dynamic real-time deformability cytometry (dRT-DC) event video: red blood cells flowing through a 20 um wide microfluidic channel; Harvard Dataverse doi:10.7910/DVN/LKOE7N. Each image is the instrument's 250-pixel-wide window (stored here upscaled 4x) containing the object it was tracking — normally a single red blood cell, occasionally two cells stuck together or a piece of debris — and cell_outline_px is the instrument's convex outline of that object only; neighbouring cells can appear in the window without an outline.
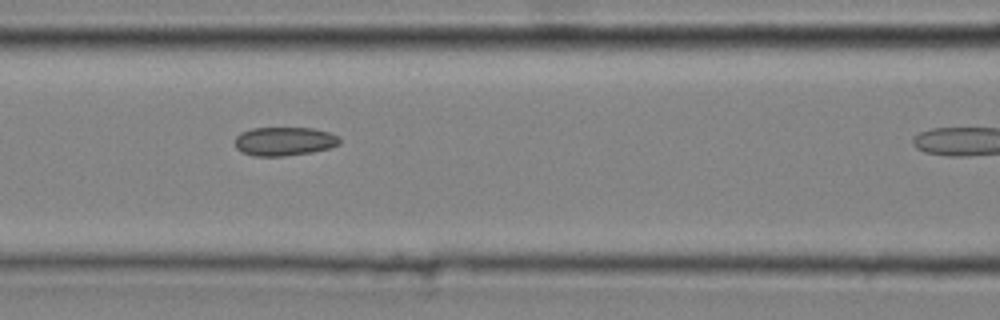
{"species": "common noctule bat (a hibernating species)", "species_latin": "Nyctalus noctula", "temperature_condition": "cold", "stored_images_in_passage": 22, "camera_frame_rate_fps": 3000, "um_per_image_px": 0.085, "animal": {"sex": "male", "body_mass_g": 20.4}, "frame": {"image": 1, "passage_image": 16, "time_ms": 5.0, "image_size_px": [1000, 320], "cell_outline_px": [[340, 144], [328, 148], [312, 152], [284, 156], [252, 156], [240, 152], [236, 148], [236, 136], [240, 132], [252, 128], [312, 128], [328, 132], [340, 136]], "centroid_in_image_um": [24.15, 12.01], "position_along_channel_um": 142.5, "area_um2": 17.63}}
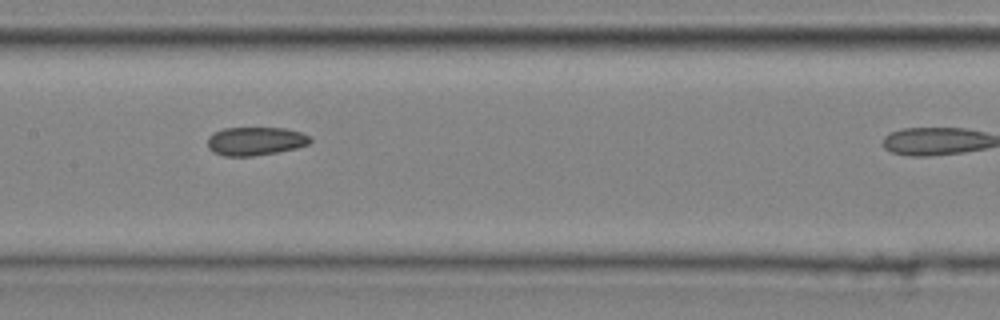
{"frame": {"image": 2, "passage_image": 19, "time_ms": 6.0, "image_size_px": [1000, 320], "cell_outline_px": [[312, 140], [308, 144], [296, 148], [276, 152], [252, 156], [224, 156], [212, 152], [208, 148], [208, 136], [212, 132], [224, 128], [284, 128], [300, 132], [312, 136]], "centroid_in_image_um": [21.69, 11.99], "position_along_channel_um": 185.7, "area_um2": 17.11}}